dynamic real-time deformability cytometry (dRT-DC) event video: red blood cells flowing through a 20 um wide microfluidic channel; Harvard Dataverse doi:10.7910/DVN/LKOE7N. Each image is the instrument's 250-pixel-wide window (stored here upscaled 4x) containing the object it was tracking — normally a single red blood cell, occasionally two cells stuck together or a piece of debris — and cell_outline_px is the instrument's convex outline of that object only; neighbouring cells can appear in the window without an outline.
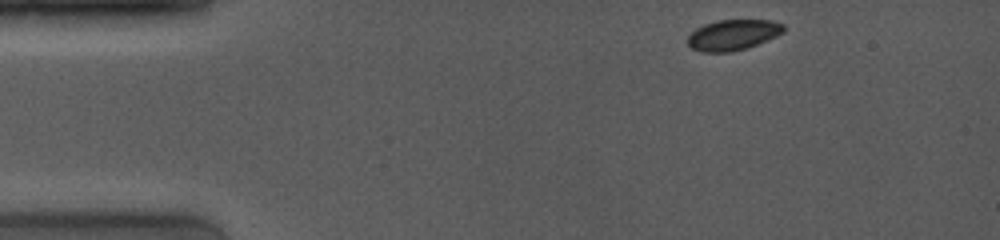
{"species": "common noctule bat (a hibernating species)", "species_latin": "Nyctalus noctula", "temperature_condition": "room temperature", "stored_images_in_passage": 20, "camera_frame_rate_fps": 4000, "um_per_image_px": 0.085, "animal": {"sex": "female", "body_mass_g": 19.0, "forearm_length_mm": 53.3}, "frame": {"image": 1, "passage_image": 1, "time_ms": 0.0, "image_size_px": [1000, 240], "cell_outline_px": [[784, 32], [768, 40], [748, 48], [732, 52], [700, 52], [692, 48], [688, 44], [688, 36], [696, 28], [704, 24], [720, 20], [772, 20], [784, 24]], "centroid_in_image_um": [62.32, 2.97], "position_along_channel_um": 22.7, "area_um2": 17.22}}
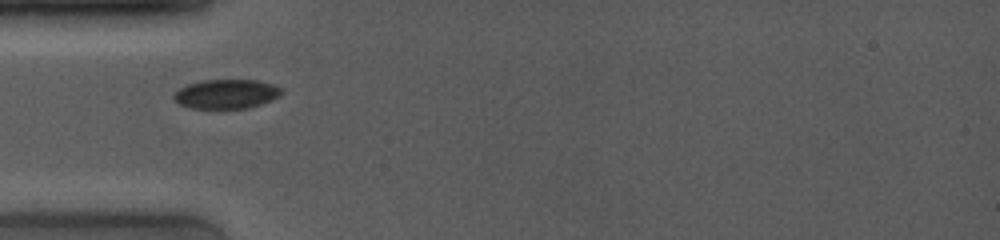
{"frame": {"image": 2, "passage_image": 14, "time_ms": 3.0, "image_size_px": [1000, 240], "cell_outline_px": [[284, 92], [280, 96], [272, 100], [248, 108], [188, 108], [180, 104], [172, 96], [180, 88], [188, 84], [204, 80], [260, 80], [272, 84], [280, 88]], "centroid_in_image_um": [19.27, 7.98], "position_along_channel_um": 65.7, "area_um2": 18.32}}
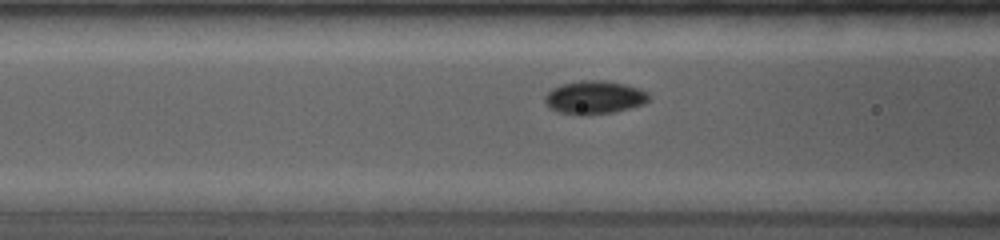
{"frame": {"image": 3, "passage_image": 19, "time_ms": 4.25, "image_size_px": [1000, 240], "cell_outline_px": [[648, 100], [644, 104], [612, 112], [588, 116], [576, 116], [556, 112], [548, 108], [544, 100], [544, 96], [552, 88], [564, 84], [580, 80], [604, 80], [624, 84], [640, 88], [648, 92]], "centroid_in_image_um": [50.48, 8.3], "position_along_channel_um": 116.1, "area_um2": 20.46}}